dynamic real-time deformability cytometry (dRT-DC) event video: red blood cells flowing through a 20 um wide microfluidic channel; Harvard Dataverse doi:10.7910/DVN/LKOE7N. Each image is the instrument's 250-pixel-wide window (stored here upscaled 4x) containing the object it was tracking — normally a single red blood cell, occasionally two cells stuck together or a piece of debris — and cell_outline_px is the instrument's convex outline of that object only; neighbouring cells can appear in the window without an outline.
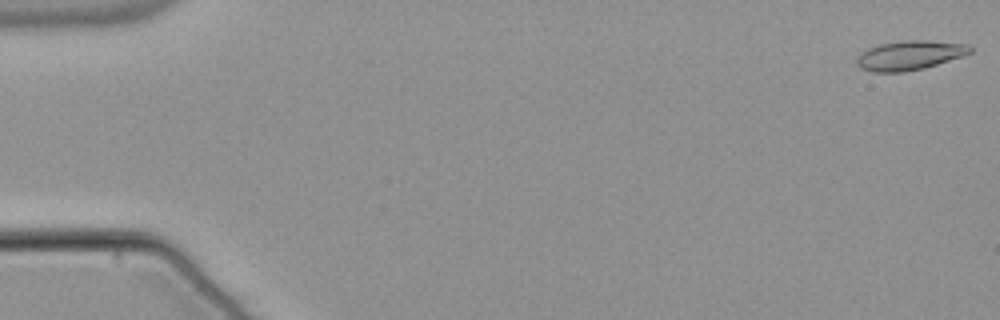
{"species": "common noctule bat (a hibernating species)", "species_latin": "Nyctalus noctula", "temperature_condition": "warm", "stored_images_in_passage": 54, "camera_frame_rate_fps": 3000, "um_per_image_px": 0.085, "animal": {"sex": "male", "body_mass_g": 21.5, "forearm_length_mm": 52.0}, "frame": {"image": 1, "passage_image": 1, "time_ms": 0.0, "image_size_px": [1000, 320], "cell_outline_px": [[972, 52], [924, 68], [900, 72], [872, 72], [860, 68], [856, 64], [856, 60], [860, 52], [868, 48], [880, 44], [900, 40], [928, 40], [968, 44], [972, 48]], "centroid_in_image_um": [77.27, 4.69], "position_along_channel_um": 7.7, "area_um2": 19.36}}
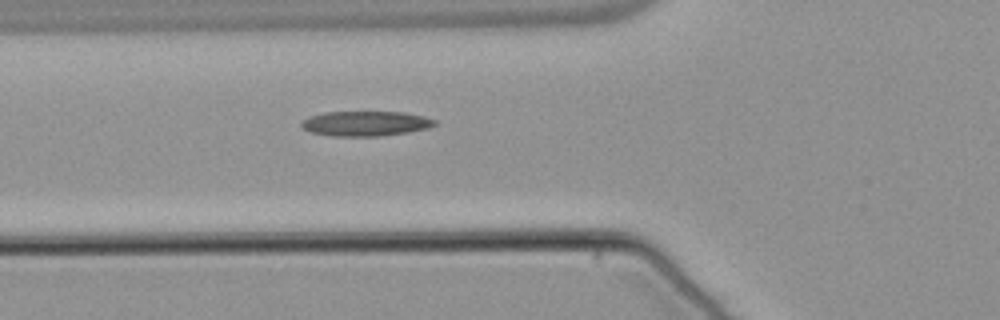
{"frame": {"image": 2, "passage_image": 20, "time_ms": 6.333, "image_size_px": [1000, 320], "cell_outline_px": [[436, 124], [428, 128], [408, 132], [380, 136], [332, 136], [308, 132], [300, 124], [308, 116], [324, 112], [404, 112], [424, 116], [436, 120]], "centroid_in_image_um": [31.06, 10.5], "position_along_channel_um": 94.7, "area_um2": 19.42}}
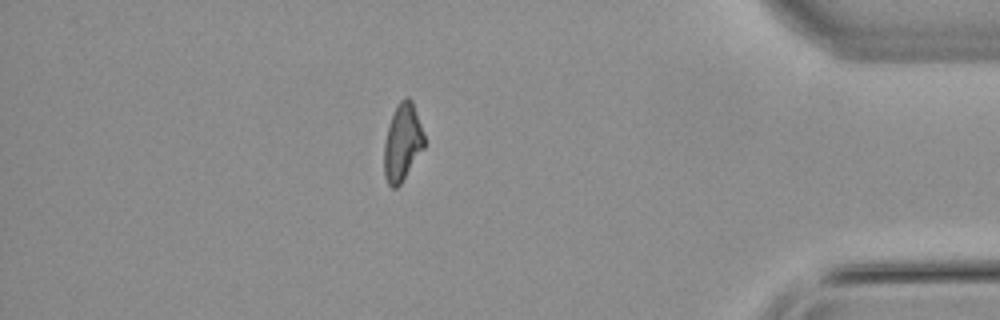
{"frame": {"image": 3, "passage_image": 47, "time_ms": 15.333, "image_size_px": [1000, 320], "cell_outline_px": [[424, 148], [400, 184], [396, 188], [392, 188], [388, 184], [384, 176], [384, 144], [388, 124], [392, 112], [396, 104], [404, 96], [408, 96], [412, 100], [424, 136]], "centroid_in_image_um": [34.18, 12.07], "position_along_channel_um": 401.0, "area_um2": 18.15}, "authors_computed_cell_mechanics": {"area_um2": 18.6694, "velocity_mm_per_s": 3.8241, "shape_relaxation_time_tau1_ms": null, "shape_relaxation_time_tau2_ms": 10.9878, "deformation_change_tau1": null, "deformation_change_tau2": 0.2546}}